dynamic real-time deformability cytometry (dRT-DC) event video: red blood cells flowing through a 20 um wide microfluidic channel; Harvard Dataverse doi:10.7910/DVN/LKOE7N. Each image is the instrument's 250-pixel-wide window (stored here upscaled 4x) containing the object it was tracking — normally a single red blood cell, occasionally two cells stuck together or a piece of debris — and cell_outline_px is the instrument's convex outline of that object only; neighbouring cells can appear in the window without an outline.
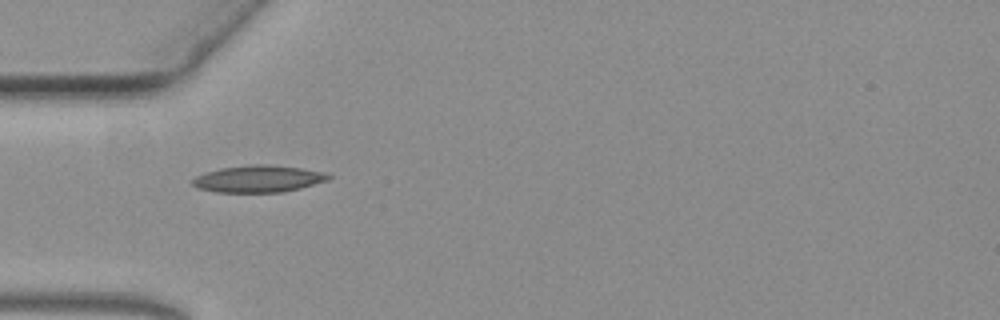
{"species": "common noctule bat (a hibernating species)", "species_latin": "Nyctalus noctula", "temperature_condition": "warm", "stored_images_in_passage": 43, "camera_frame_rate_fps": 3000, "um_per_image_px": 0.085, "animal": {"sex": "female", "body_mass_g": 19.3, "forearm_length_mm": 54.1}, "frame": {"image": 1, "passage_image": 1, "time_ms": 0.0, "image_size_px": [1000, 320], "cell_outline_px": [[332, 176], [328, 180], [300, 188], [284, 192], [216, 192], [200, 188], [192, 184], [192, 180], [196, 176], [220, 168], [252, 164], [268, 164], [300, 168], [324, 172]], "centroid_in_image_um": [21.98, 15.2], "position_along_channel_um": 63.0, "area_um2": 21.15}}
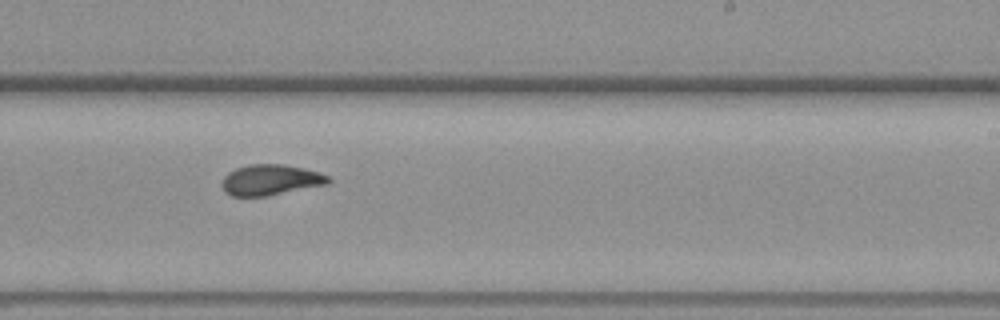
{"frame": {"image": 2, "passage_image": 19, "time_ms": 6.0, "image_size_px": [1000, 320], "cell_outline_px": [[332, 180], [328, 184], [268, 196], [232, 196], [224, 192], [220, 184], [224, 176], [228, 172], [236, 168], [248, 164], [284, 164], [304, 168], [320, 172], [328, 176]], "centroid_in_image_um": [22.99, 15.29], "position_along_channel_um": 266.0, "area_um2": 19.31}}
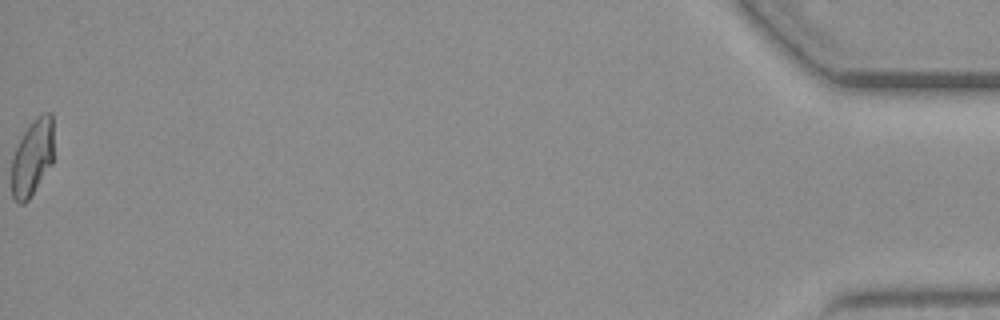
{"frame": {"image": 3, "passage_image": 43, "time_ms": 14.0, "image_size_px": [1000, 320], "cell_outline_px": [[52, 164], [28, 200], [24, 204], [20, 204], [12, 196], [12, 156], [24, 132], [36, 116], [44, 112], [52, 112]], "centroid_in_image_um": [2.74, 13.39], "position_along_channel_um": 432.5, "area_um2": 18.55}}